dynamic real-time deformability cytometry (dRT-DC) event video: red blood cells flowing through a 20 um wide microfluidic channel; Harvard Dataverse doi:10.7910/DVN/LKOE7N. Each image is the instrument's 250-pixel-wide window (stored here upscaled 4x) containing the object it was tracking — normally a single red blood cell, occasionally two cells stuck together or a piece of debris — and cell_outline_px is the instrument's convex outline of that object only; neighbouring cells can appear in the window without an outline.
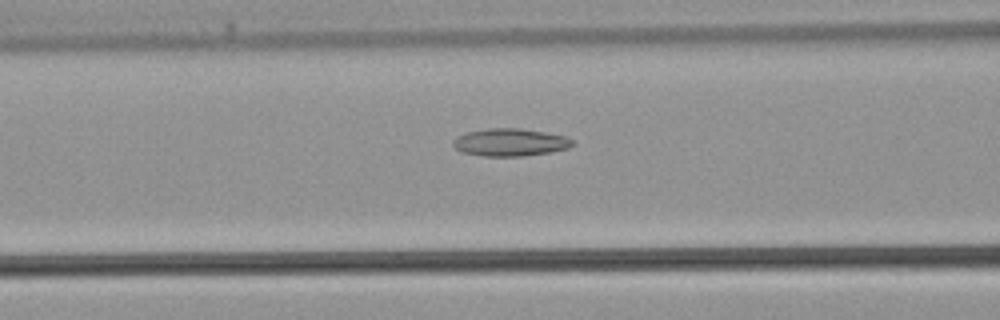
{"species": "common noctule bat (a hibernating species)", "species_latin": "Nyctalus noctula", "temperature_condition": "warm", "stored_images_in_passage": 32, "camera_frame_rate_fps": 3000, "um_per_image_px": 0.085, "animal": {"sex": "male", "body_mass_g": 21.5, "forearm_length_mm": 52.0}, "frame": {"image": 1, "passage_image": 12, "time_ms": 3.667, "image_size_px": [1000, 320], "cell_outline_px": [[572, 144], [568, 148], [548, 152], [524, 156], [484, 156], [460, 152], [452, 144], [452, 140], [456, 136], [468, 132], [488, 128], [520, 128], [544, 132], [564, 136], [572, 140]], "centroid_in_image_um": [43.3, 12.1], "position_along_channel_um": 123.3, "area_um2": 19.07}}
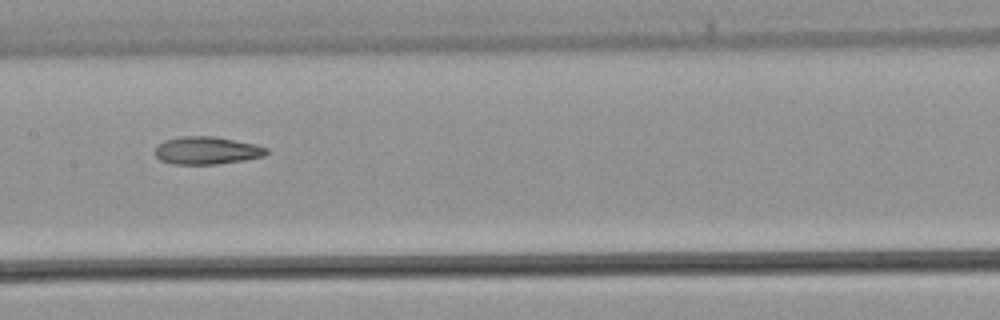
{"frame": {"image": 2, "passage_image": 16, "time_ms": 5.0, "image_size_px": [1000, 320], "cell_outline_px": [[268, 152], [264, 156], [244, 160], [216, 164], [172, 164], [160, 160], [152, 152], [164, 140], [180, 136], [212, 136], [256, 144], [268, 148]], "centroid_in_image_um": [17.56, 12.79], "position_along_channel_um": 189.8, "area_um2": 18.03}}
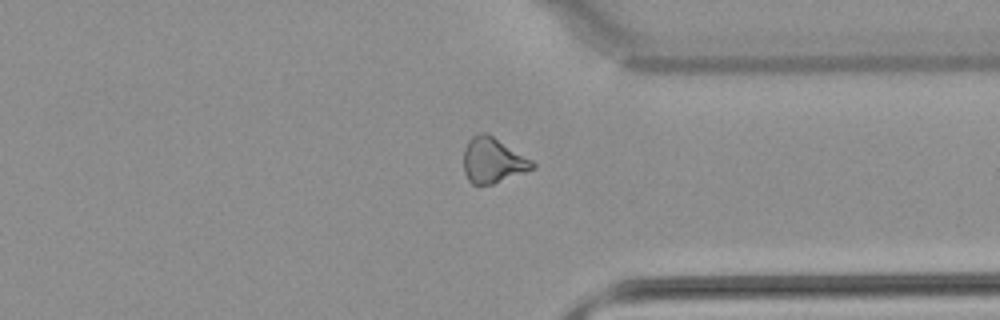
{"frame": {"image": 3, "passage_image": 27, "time_ms": 8.667, "image_size_px": [1000, 320], "cell_outline_px": [[536, 168], [492, 184], [472, 184], [468, 180], [464, 172], [464, 148], [468, 140], [472, 136], [480, 132], [488, 132], [532, 160], [536, 164]], "centroid_in_image_um": [41.89, 13.61], "position_along_channel_um": 369.5, "area_um2": 18.26}}